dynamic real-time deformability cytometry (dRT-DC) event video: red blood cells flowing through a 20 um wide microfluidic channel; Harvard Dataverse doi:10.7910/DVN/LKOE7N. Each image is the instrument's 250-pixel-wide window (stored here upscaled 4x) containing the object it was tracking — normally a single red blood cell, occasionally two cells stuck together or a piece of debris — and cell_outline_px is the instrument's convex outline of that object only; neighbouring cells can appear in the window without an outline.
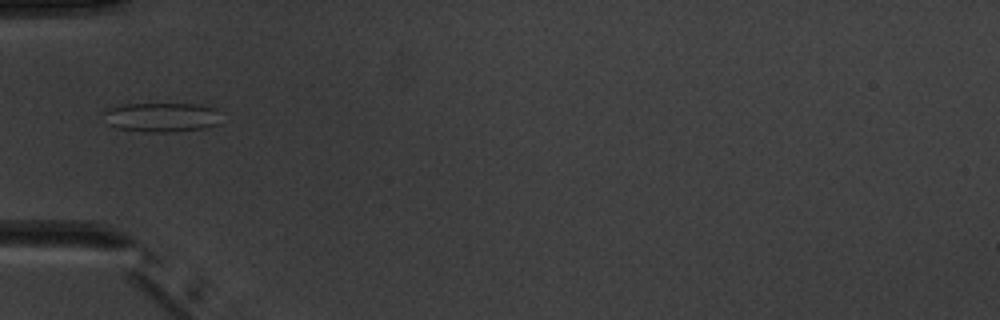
{"species": "common noctule bat (a hibernating species)", "species_latin": "Nyctalus noctula", "temperature_condition": "warm", "stored_images_in_passage": 6, "camera_frame_rate_fps": 3000, "um_per_image_px": 0.085, "animal": {"sex": "male", "body_mass_g": 20.1, "forearm_length_mm": 53.5}, "frame": {"image": 1, "passage_image": 5, "time_ms": 5.667, "image_size_px": [1000, 320], "cell_outline_px": [[220, 124], [204, 128], [168, 132], [148, 132], [116, 128], [108, 124], [100, 112], [108, 108], [120, 104], [196, 104], [216, 108], [220, 112]], "centroid_in_image_um": [13.72, 9.96], "position_along_channel_um": 71.3, "area_um2": 20.46}}
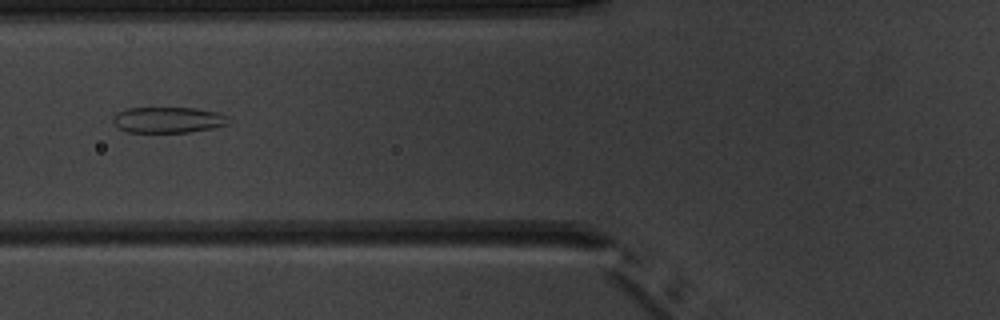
{"frame": {"image": 2, "passage_image": 6, "time_ms": 6.667, "image_size_px": [1000, 320], "cell_outline_px": [[232, 120], [228, 124], [212, 128], [188, 132], [128, 132], [112, 124], [112, 116], [116, 112], [128, 108], [196, 108], [220, 112], [228, 116]], "centroid_in_image_um": [14.3, 10.18], "position_along_channel_um": 111.5, "area_um2": 17.69}}